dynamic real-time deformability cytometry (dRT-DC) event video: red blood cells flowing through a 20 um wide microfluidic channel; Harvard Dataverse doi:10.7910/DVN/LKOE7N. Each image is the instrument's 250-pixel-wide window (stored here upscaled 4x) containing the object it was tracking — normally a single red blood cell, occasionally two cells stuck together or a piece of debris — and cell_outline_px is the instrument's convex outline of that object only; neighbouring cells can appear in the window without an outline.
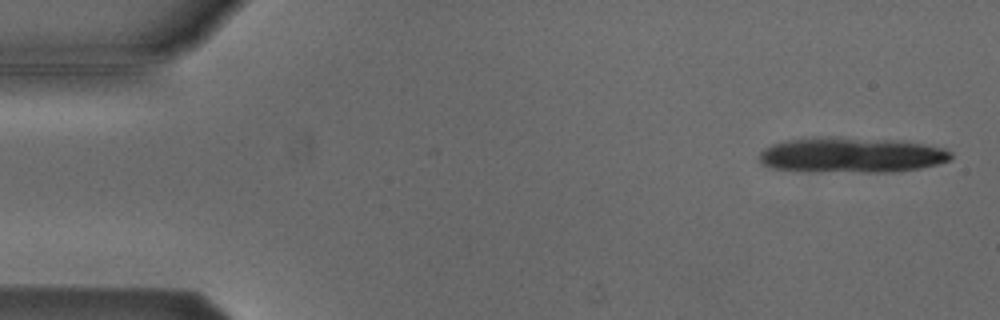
{"species": "Egyptian fruit bat (a non-hibernating species)", "species_latin": "Rousettus aegyptiacus", "temperature_condition": "cold", "stored_images_in_passage": 12, "camera_frame_rate_fps": 3000, "um_per_image_px": 0.085, "animal": {"sex": "male"}, "frame": {"image": 1, "passage_image": 2, "time_ms": 0.333, "image_size_px": [1000, 320], "cell_outline_px": [[952, 160], [920, 168], [892, 172], [816, 172], [772, 168], [764, 164], [760, 160], [760, 152], [764, 148], [772, 144], [788, 140], [836, 136], [840, 136], [888, 140], [920, 144], [944, 148], [952, 152]], "centroid_in_image_um": [72.37, 13.19], "position_along_channel_um": 12.6, "area_um2": 39.42}}